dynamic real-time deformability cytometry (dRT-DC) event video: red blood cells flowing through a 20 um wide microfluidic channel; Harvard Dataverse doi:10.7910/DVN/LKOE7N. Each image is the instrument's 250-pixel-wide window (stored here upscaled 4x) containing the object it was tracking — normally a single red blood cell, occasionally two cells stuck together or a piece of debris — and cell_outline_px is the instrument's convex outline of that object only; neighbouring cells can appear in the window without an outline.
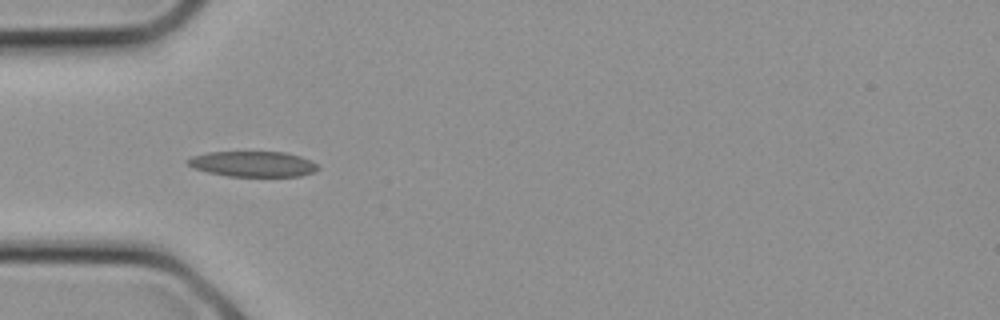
{"species": "common noctule bat (a hibernating species)", "species_latin": "Nyctalus noctula", "temperature_condition": "cold", "stored_images_in_passage": 9, "camera_frame_rate_fps": 3000, "um_per_image_px": 0.085, "animal": {"sex": "female", "body_mass_g": 21.9}, "frame": {"image": 1, "passage_image": 3, "time_ms": 0.667, "image_size_px": [1000, 320], "cell_outline_px": [[320, 168], [312, 172], [300, 176], [228, 176], [208, 172], [192, 168], [184, 160], [192, 156], [208, 152], [284, 152], [300, 156], [316, 164]], "centroid_in_image_um": [21.44, 13.94], "position_along_channel_um": 63.6, "area_um2": 19.25}}
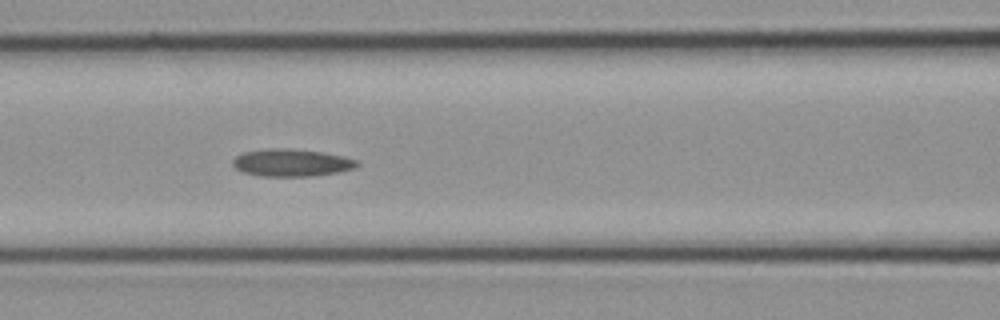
{"frame": {"image": 2, "passage_image": 6, "time_ms": 1.667, "image_size_px": [1000, 320], "cell_outline_px": [[360, 164], [356, 168], [336, 172], [312, 176], [260, 176], [244, 172], [236, 168], [232, 164], [232, 160], [236, 156], [244, 152], [264, 148], [292, 148], [324, 152], [344, 156], [360, 160]], "centroid_in_image_um": [24.81, 13.81], "position_along_channel_um": 141.8, "area_um2": 20.11}}
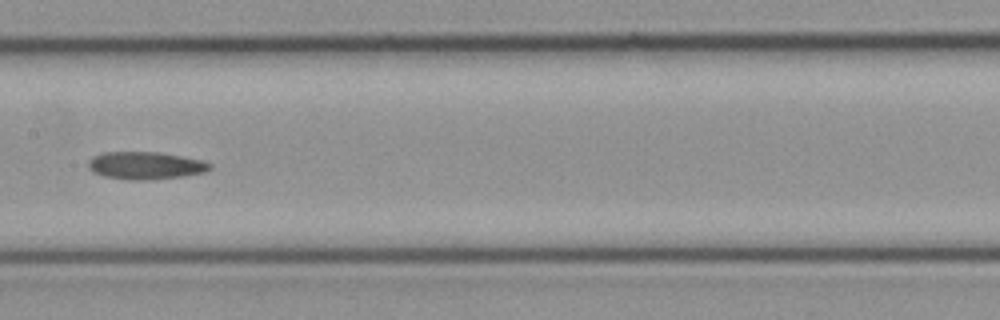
{"frame": {"image": 3, "passage_image": 8, "time_ms": 2.333, "image_size_px": [1000, 320], "cell_outline_px": [[212, 168], [204, 172], [180, 176], [144, 180], [128, 180], [104, 176], [92, 172], [88, 168], [88, 160], [92, 156], [104, 152], [160, 152], [204, 160], [212, 164]], "centroid_in_image_um": [12.34, 14.06], "position_along_channel_um": 195.1, "area_um2": 19.59}}